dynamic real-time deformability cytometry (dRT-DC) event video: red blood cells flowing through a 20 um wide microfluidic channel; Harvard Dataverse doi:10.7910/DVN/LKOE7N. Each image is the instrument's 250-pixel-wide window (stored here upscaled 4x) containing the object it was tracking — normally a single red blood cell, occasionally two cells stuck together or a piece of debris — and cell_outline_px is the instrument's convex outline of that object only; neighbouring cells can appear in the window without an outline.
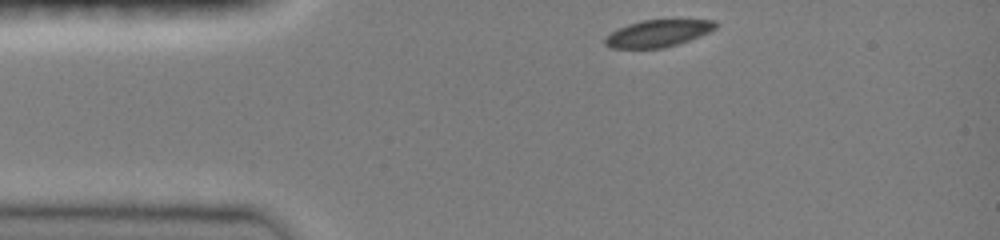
{"species": "common noctule bat (a hibernating species)", "species_latin": "Nyctalus noctula", "temperature_condition": "room temperature", "stored_images_in_passage": 35, "camera_frame_rate_fps": 3000, "um_per_image_px": 0.085, "animal": {"sex": "female", "body_mass_g": 19.0, "forearm_length_mm": 51.5}, "frame": {"image": 1, "passage_image": 1, "time_ms": 0.0, "image_size_px": [1000, 240], "cell_outline_px": [[716, 28], [700, 36], [664, 48], [612, 48], [604, 44], [604, 36], [628, 24], [640, 20], [716, 20]], "centroid_in_image_um": [55.89, 2.84], "position_along_channel_um": 29.1, "area_um2": 17.22}}
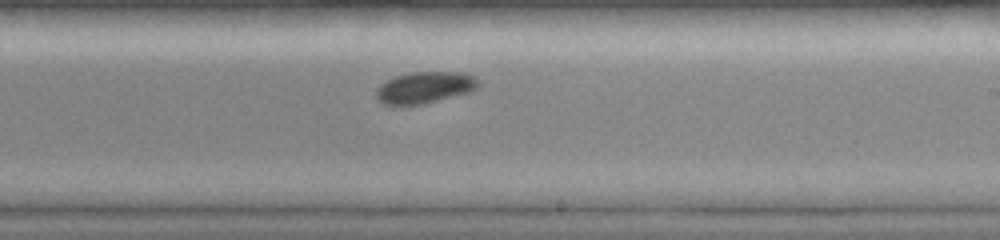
{"frame": {"image": 2, "passage_image": 21, "time_ms": 6.667, "image_size_px": [1000, 240], "cell_outline_px": [[480, 84], [472, 92], [424, 104], [384, 104], [376, 96], [376, 88], [380, 84], [396, 76], [412, 72], [464, 72], [476, 76]], "centroid_in_image_um": [36.17, 7.42], "position_along_channel_um": 252.8, "area_um2": 18.84}}
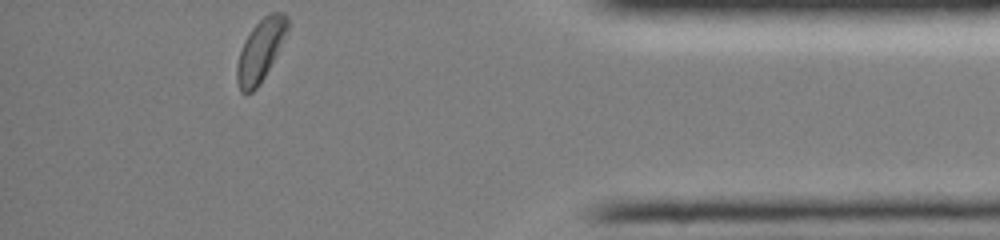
{"frame": {"image": 3, "passage_image": 35, "time_ms": 11.333, "image_size_px": [1000, 240], "cell_outline_px": [[288, 32], [260, 84], [252, 92], [244, 96], [240, 92], [236, 80], [236, 68], [240, 52], [244, 40], [252, 28], [268, 12], [284, 12], [288, 16]], "centroid_in_image_um": [22.13, 4.29], "position_along_channel_um": 413.1, "area_um2": 18.32}, "authors_computed_cell_mechanics": {"area_um2": 18.9584, "velocity_mm_per_s": 3.9967, "shape_relaxation_time_tau1_ms": 1.5962, "shape_relaxation_time_tau2_ms": null, "deformation_change_tau1": 0.0626, "deformation_change_tau2": null}}